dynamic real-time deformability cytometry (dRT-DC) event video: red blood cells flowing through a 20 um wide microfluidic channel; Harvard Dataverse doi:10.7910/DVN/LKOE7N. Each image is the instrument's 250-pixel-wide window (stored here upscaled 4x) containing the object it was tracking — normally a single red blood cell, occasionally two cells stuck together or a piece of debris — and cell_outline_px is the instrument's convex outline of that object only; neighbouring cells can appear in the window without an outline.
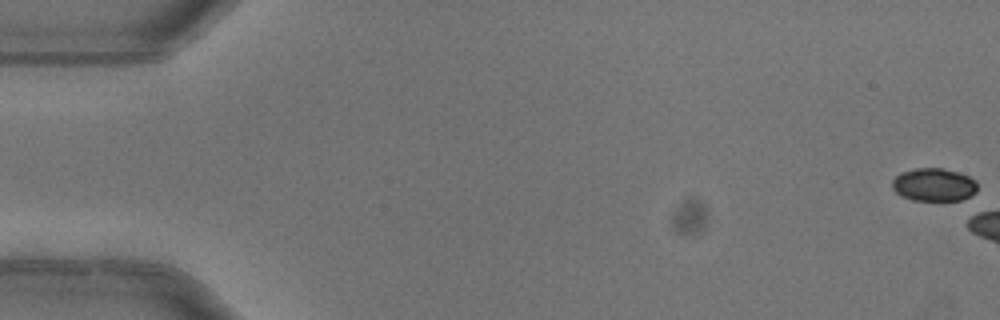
{"species": "common noctule bat (a hibernating species)", "species_latin": "Nyctalus noctula", "temperature_condition": "warm", "stored_images_in_passage": 6, "camera_frame_rate_fps": 3000, "um_per_image_px": 0.085, "animal": {"sex": "female"}, "frame": {"image": 1, "passage_image": 1, "time_ms": 0.0, "image_size_px": [1000, 320], "cell_outline_px": [[976, 192], [972, 196], [960, 200], [912, 200], [900, 196], [892, 188], [892, 180], [900, 172], [916, 168], [940, 168], [956, 172], [968, 176], [976, 180]], "centroid_in_image_um": [79.36, 15.7], "position_along_channel_um": 5.6, "area_um2": 16.42}}